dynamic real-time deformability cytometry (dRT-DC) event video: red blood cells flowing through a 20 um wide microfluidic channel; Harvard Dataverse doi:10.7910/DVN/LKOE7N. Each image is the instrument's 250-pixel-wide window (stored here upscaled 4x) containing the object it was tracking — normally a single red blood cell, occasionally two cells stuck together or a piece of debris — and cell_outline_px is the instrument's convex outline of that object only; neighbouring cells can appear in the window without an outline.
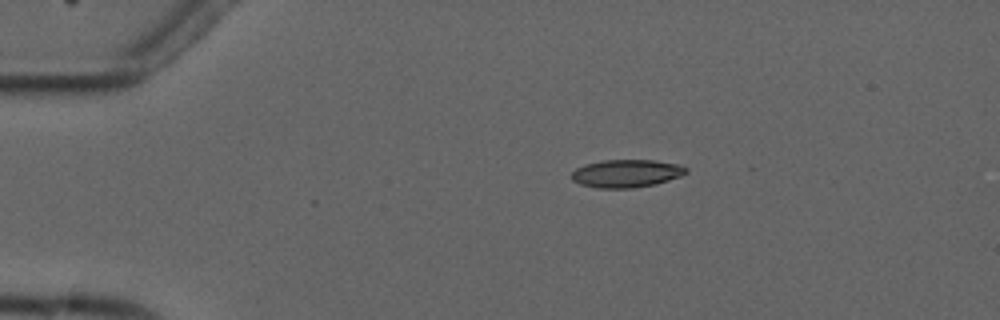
{"species": "common noctule bat (a hibernating species)", "species_latin": "Nyctalus noctula", "temperature_condition": "cold", "stored_images_in_passage": 6, "camera_frame_rate_fps": 3000, "um_per_image_px": 0.085, "animal": {"sex": "male", "forearm_length_mm": 52.5}, "frame": {"image": 1, "passage_image": 3, "time_ms": 2.667, "image_size_px": [1000, 320], "cell_outline_px": [[688, 172], [680, 176], [656, 184], [632, 188], [596, 188], [580, 184], [572, 180], [572, 172], [576, 168], [588, 164], [604, 160], [652, 160], [680, 164], [688, 168]], "centroid_in_image_um": [53.27, 14.74], "position_along_channel_um": 31.7, "area_um2": 18.55}}
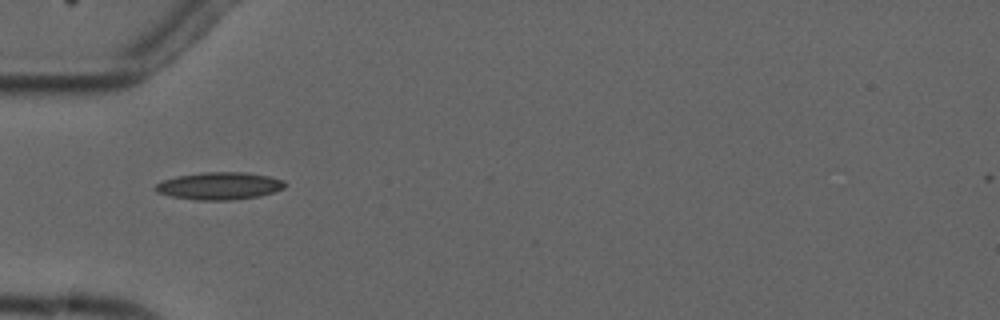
{"frame": {"image": 2, "passage_image": 5, "time_ms": 5.0, "image_size_px": [1000, 320], "cell_outline_px": [[284, 188], [260, 196], [228, 200], [196, 200], [172, 196], [156, 192], [152, 188], [156, 184], [164, 180], [176, 176], [200, 172], [244, 172], [268, 176], [284, 180]], "centroid_in_image_um": [18.61, 15.79], "position_along_channel_um": 66.4, "area_um2": 20.63}}